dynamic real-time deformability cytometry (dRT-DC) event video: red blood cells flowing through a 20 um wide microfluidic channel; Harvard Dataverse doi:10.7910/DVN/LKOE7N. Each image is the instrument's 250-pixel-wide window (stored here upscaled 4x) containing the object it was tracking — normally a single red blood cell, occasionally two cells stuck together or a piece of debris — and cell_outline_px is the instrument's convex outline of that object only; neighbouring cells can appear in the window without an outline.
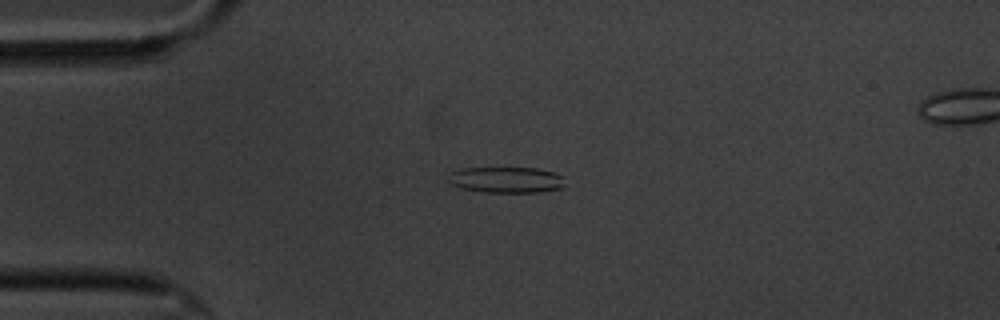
{"species": "common noctule bat (a hibernating species)", "species_latin": "Nyctalus noctula", "temperature_condition": "cold", "stored_images_in_passage": 45, "camera_frame_rate_fps": 3000, "um_per_image_px": 0.085, "animal": {"sex": "male", "body_mass_g": 20.1, "forearm_length_mm": 53.5}, "frame": {"image": 1, "passage_image": 2, "time_ms": 0.333, "image_size_px": [1000, 320], "cell_outline_px": [[564, 188], [540, 192], [484, 192], [460, 188], [452, 184], [448, 180], [448, 172], [460, 168], [536, 168], [556, 172], [560, 176], [564, 184]], "centroid_in_image_um": [43.0, 15.28], "position_along_channel_um": 42.0, "area_um2": 17.8}}
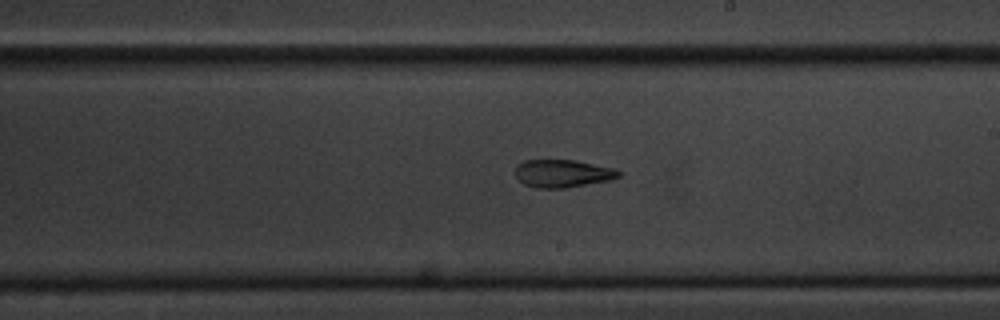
{"frame": {"image": 2, "passage_image": 21, "time_ms": 6.667, "image_size_px": [1000, 320], "cell_outline_px": [[624, 172], [620, 176], [612, 180], [564, 188], [536, 188], [524, 184], [516, 176], [516, 164], [524, 160], [576, 160], [616, 168]], "centroid_in_image_um": [47.88, 14.74], "position_along_channel_um": 241.1, "area_um2": 16.99}}
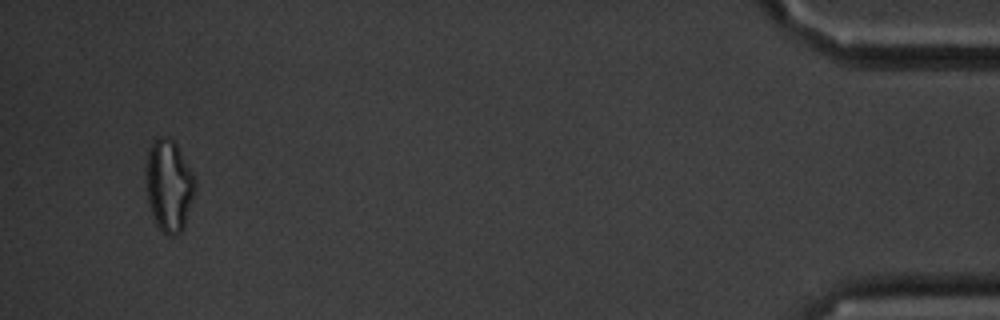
{"frame": {"image": 3, "passage_image": 43, "time_ms": 14.0, "image_size_px": [1000, 320], "cell_outline_px": [[196, 188], [184, 228], [176, 236], [168, 236], [156, 224], [148, 204], [144, 168], [148, 148], [160, 136], [168, 136], [176, 144], [192, 172], [196, 180]], "centroid_in_image_um": [14.34, 15.78], "position_along_channel_um": 420.9, "area_um2": 26.59}, "authors_computed_cell_mechanics": {"area_um2": 17.5712, "velocity_mm_per_s": 3.4934, "shape_relaxation_time_tau1_ms": null, "shape_relaxation_time_tau2_ms": 5.9109, "deformation_change_tau1": null, "deformation_change_tau2": 0.1423}}